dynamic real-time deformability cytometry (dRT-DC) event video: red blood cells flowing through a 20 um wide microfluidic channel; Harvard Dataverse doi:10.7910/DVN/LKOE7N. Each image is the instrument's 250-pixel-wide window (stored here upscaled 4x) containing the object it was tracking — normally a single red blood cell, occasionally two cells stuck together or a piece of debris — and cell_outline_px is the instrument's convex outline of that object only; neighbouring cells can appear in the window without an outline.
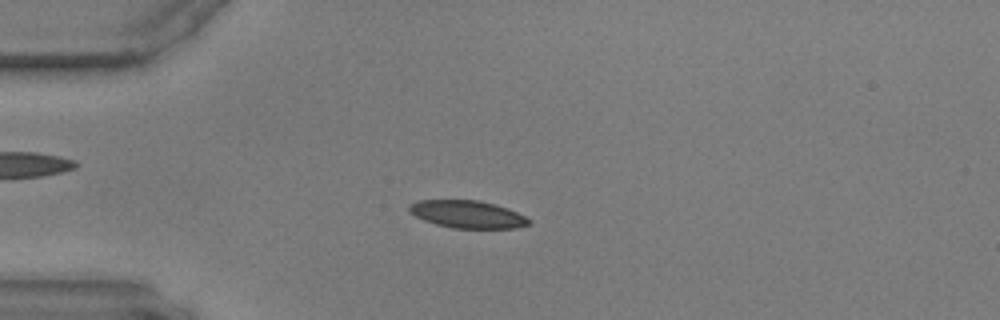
{"species": "common noctule bat (a hibernating species)", "species_latin": "Nyctalus noctula", "temperature_condition": "warm", "stored_images_in_passage": 23, "camera_frame_rate_fps": 3000, "um_per_image_px": 0.085, "animal": {"sex": "male", "body_mass_g": 17.9, "forearm_length_mm": 54.2}, "frame": {"image": 1, "passage_image": 15, "time_ms": 4.667, "image_size_px": [1000, 320], "cell_outline_px": [[532, 224], [516, 228], [452, 228], [436, 224], [424, 220], [408, 212], [408, 204], [416, 200], [480, 200], [496, 204], [508, 208], [532, 220]], "centroid_in_image_um": [39.73, 18.21], "position_along_channel_um": 45.3, "area_um2": 19.42}}